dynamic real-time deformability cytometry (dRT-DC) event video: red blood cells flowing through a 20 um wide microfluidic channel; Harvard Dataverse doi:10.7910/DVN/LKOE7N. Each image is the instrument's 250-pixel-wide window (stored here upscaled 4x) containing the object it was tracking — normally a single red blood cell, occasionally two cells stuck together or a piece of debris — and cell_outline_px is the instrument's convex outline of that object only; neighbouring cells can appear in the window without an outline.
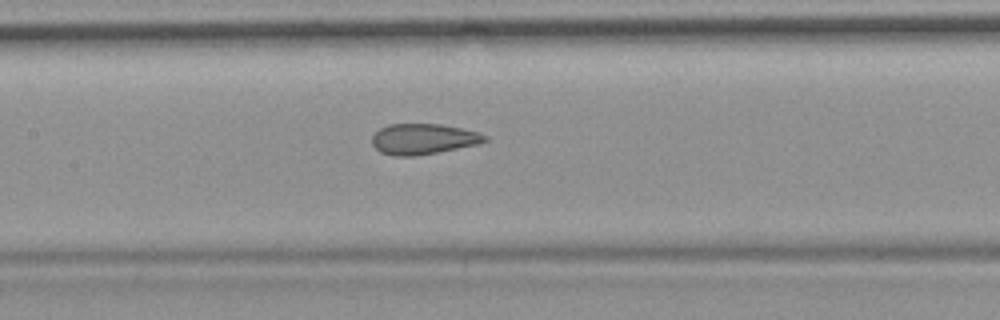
{"species": "common noctule bat (a hibernating species)", "species_latin": "Nyctalus noctula", "temperature_condition": "room temperature", "stored_images_in_passage": 5, "segment_of_instrument_passage": [1, 2], "camera_frame_rate_fps": 3000, "um_per_image_px": 0.085, "animal": {"sex": "female", "body_mass_g": 19.9}, "frame": {"image": 1, "passage_image": 4, "time_ms": 4.333, "image_size_px": [1000, 320], "cell_outline_px": [[488, 140], [476, 144], [416, 156], [392, 156], [380, 152], [372, 144], [372, 136], [380, 128], [388, 124], [440, 124], [460, 128], [476, 132], [488, 136]], "centroid_in_image_um": [35.93, 11.81], "position_along_channel_um": 171.5, "area_um2": 19.94}}